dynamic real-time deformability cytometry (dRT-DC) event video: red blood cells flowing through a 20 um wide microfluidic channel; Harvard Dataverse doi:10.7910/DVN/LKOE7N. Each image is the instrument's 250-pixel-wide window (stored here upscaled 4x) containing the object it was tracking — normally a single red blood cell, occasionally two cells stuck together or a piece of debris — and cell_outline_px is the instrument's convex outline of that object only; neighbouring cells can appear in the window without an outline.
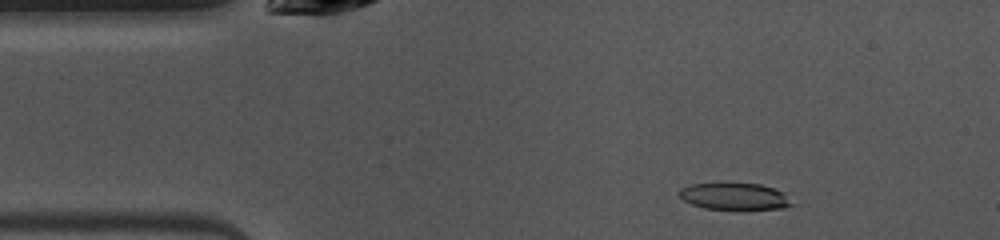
{"species": "common noctule bat (a hibernating species)", "species_latin": "Nyctalus noctula", "temperature_condition": "warm", "stored_images_in_passage": 48, "camera_frame_rate_fps": 3000, "um_per_image_px": 0.085, "animal": {"sex": "female", "body_mass_g": 10.0, "forearm_length_mm": 53.1}, "frame": {"image": 1, "passage_image": 6, "time_ms": 1.667, "image_size_px": [1000, 240], "cell_outline_px": [[796, 204], [784, 208], [704, 208], [692, 204], [684, 200], [680, 196], [680, 188], [688, 184], [760, 184], [776, 188], [784, 192]], "centroid_in_image_um": [62.49, 16.68], "position_along_channel_um": 22.5, "area_um2": 17.22}}
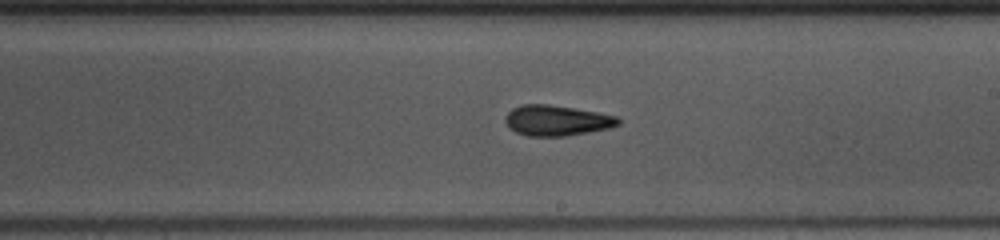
{"frame": {"image": 2, "passage_image": 26, "time_ms": 8.333, "image_size_px": [1000, 240], "cell_outline_px": [[620, 124], [608, 128], [568, 136], [528, 136], [516, 132], [508, 128], [504, 120], [508, 112], [512, 108], [520, 104], [548, 104], [596, 112], [616, 116], [620, 120]], "centroid_in_image_um": [47.27, 10.24], "position_along_channel_um": 241.7, "area_um2": 20.06}}
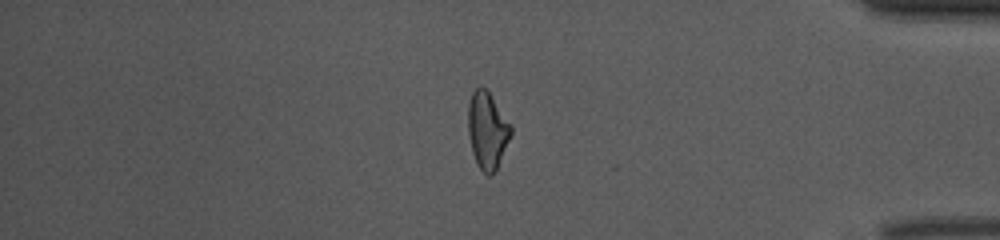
{"frame": {"image": 3, "passage_image": 40, "time_ms": 13.0, "image_size_px": [1000, 240], "cell_outline_px": [[512, 132], [496, 172], [492, 176], [488, 176], [476, 164], [472, 152], [468, 132], [468, 104], [472, 92], [480, 84], [488, 92], [512, 124]], "centroid_in_image_um": [41.42, 11.1], "position_along_channel_um": 393.8, "area_um2": 19.36}, "authors_computed_cell_mechanics": {"area_um2": 19.3341, "velocity_mm_per_s": 3.9901, "shape_relaxation_time_tau1_ms": 6.4125, "shape_relaxation_time_tau2_ms": 8.2538, "deformation_change_tau1": 0.196, "deformation_change_tau2": 0.1742}}